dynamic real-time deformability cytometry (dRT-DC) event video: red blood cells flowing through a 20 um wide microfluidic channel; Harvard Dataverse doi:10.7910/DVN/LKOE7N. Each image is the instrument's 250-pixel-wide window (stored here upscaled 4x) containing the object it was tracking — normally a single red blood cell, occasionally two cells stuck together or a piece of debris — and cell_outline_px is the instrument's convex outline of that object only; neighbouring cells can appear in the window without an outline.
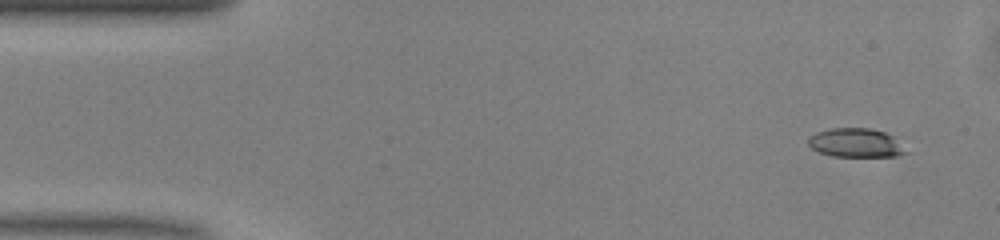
{"species": "common noctule bat (a hibernating species)", "species_latin": "Nyctalus noctula", "temperature_condition": "warm", "stored_images_in_passage": 47, "camera_frame_rate_fps": 3000, "um_per_image_px": 0.085, "animal": {"sex": "male", "body_mass_g": 13.0, "forearm_length_mm": 53.1}, "frame": {"image": 1, "passage_image": 1, "time_ms": 0.0, "image_size_px": [1000, 240], "cell_outline_px": [[912, 152], [900, 156], [832, 156], [820, 152], [812, 148], [808, 144], [808, 136], [816, 132], [832, 128], [872, 128], [884, 132], [892, 136]], "centroid_in_image_um": [72.79, 12.14], "position_along_channel_um": 12.2, "area_um2": 16.65}}
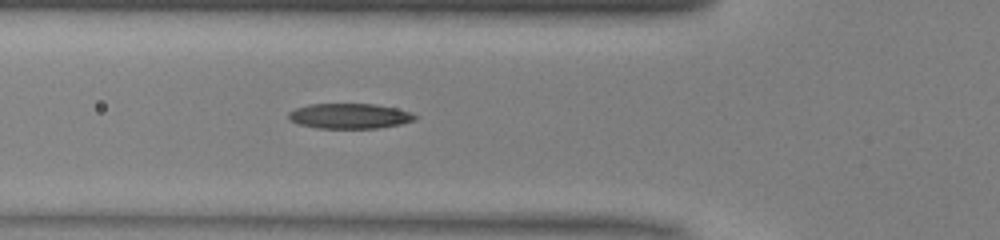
{"frame": {"image": 2, "passage_image": 15, "time_ms": 4.667, "image_size_px": [1000, 240], "cell_outline_px": [[420, 116], [416, 120], [400, 124], [376, 128], [316, 128], [300, 124], [292, 120], [288, 116], [288, 112], [296, 108], [308, 104], [376, 104], [396, 108], [412, 112]], "centroid_in_image_um": [29.77, 9.85], "position_along_channel_um": 96.0, "area_um2": 18.61}}
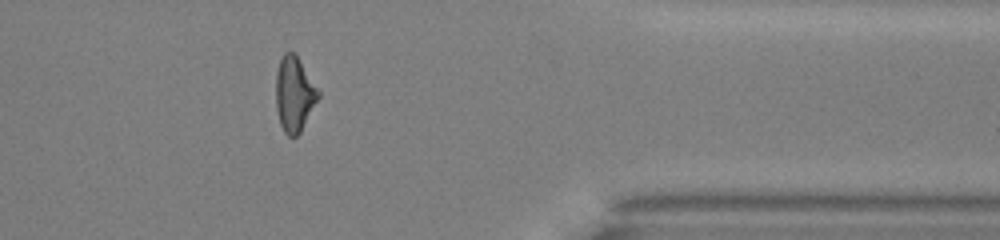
{"frame": {"image": 3, "passage_image": 38, "time_ms": 12.333, "image_size_px": [1000, 240], "cell_outline_px": [[320, 96], [300, 132], [296, 136], [288, 136], [284, 132], [280, 124], [276, 108], [276, 72], [280, 60], [284, 52], [292, 52], [296, 56], [320, 92]], "centroid_in_image_um": [25.0, 8.02], "position_along_channel_um": 386.4, "area_um2": 18.21}, "authors_computed_cell_mechanics": {"area_um2": 18.4382, "velocity_mm_per_s": 4.0994, "shape_relaxation_time_tau1_ms": 5.5445, "shape_relaxation_time_tau2_ms": 2.8015, "deformation_change_tau1": 0.1896, "deformation_change_tau2": 0.1188}}